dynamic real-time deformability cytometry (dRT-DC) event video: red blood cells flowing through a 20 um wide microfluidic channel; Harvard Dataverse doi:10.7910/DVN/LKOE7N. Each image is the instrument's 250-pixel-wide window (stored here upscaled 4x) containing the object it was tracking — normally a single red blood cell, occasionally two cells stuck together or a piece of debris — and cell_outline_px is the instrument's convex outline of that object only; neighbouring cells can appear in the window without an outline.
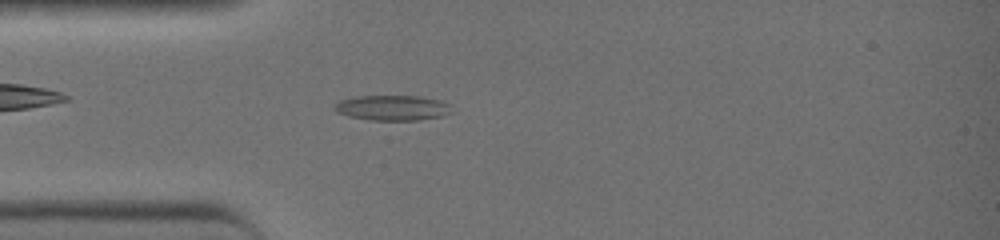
{"species": "common noctule bat (a hibernating species)", "species_latin": "Nyctalus noctula", "temperature_condition": "warm", "stored_images_in_passage": 40, "camera_frame_rate_fps": 3000, "um_per_image_px": 0.085, "animal": {"sex": "female", "body_mass_g": 19.0, "forearm_length_mm": 51.5}, "frame": {"image": 1, "passage_image": 10, "time_ms": 3.0, "image_size_px": [1000, 240], "cell_outline_px": [[452, 112], [440, 116], [416, 120], [368, 120], [348, 116], [336, 112], [332, 108], [340, 100], [356, 96], [420, 96], [440, 100], [452, 104]], "centroid_in_image_um": [33.36, 9.16], "position_along_channel_um": 51.6, "area_um2": 17.34}}
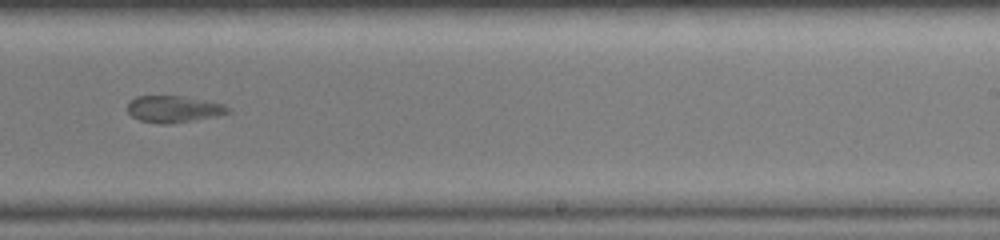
{"frame": {"image": 2, "passage_image": 25, "time_ms": 8.0, "image_size_px": [1000, 240], "cell_outline_px": [[232, 112], [216, 116], [172, 124], [160, 124], [140, 120], [132, 116], [128, 112], [128, 100], [136, 96], [184, 96], [224, 104], [232, 108]], "centroid_in_image_um": [14.78, 9.27], "position_along_channel_um": 274.2, "area_um2": 15.84}}
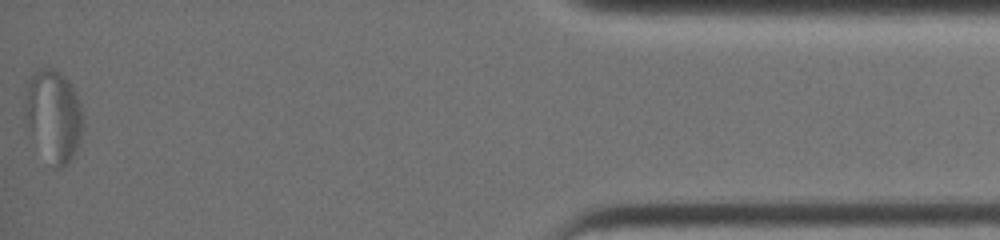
{"frame": {"image": 3, "passage_image": 40, "time_ms": 13.0, "image_size_px": [1000, 240], "cell_outline_px": [[80, 132], [72, 156], [68, 164], [60, 168], [52, 168], [28, 136], [24, 116], [24, 108], [28, 80], [32, 72], [44, 68], [52, 68], [60, 72], [72, 84], [80, 104]], "centroid_in_image_um": [4.46, 9.85], "position_along_channel_um": 430.7, "area_um2": 31.1}}